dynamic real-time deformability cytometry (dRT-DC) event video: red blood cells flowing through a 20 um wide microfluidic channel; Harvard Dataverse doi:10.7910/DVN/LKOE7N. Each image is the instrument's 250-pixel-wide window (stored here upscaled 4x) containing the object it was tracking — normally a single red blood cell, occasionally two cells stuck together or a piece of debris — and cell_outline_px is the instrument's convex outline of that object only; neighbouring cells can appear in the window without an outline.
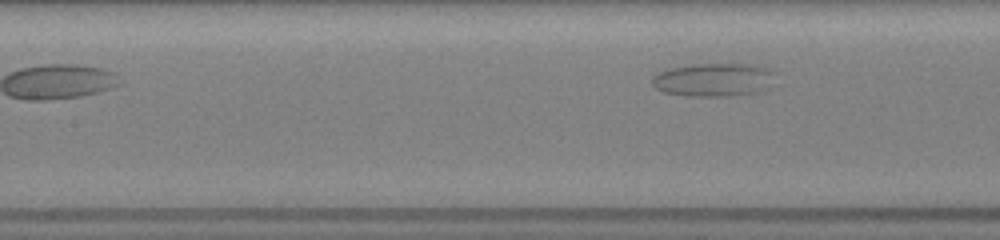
{"species": "common noctule bat (a hibernating species)", "species_latin": "Nyctalus noctula", "temperature_condition": "room temperature", "stored_images_in_passage": 11, "segment_of_instrument_passage": [2, 2], "camera_frame_rate_fps": 3000, "um_per_image_px": 0.085, "animal": {"sex": "female", "body_mass_g": 19.5, "forearm_length_mm": 54.1}, "frame": {"image": 1, "passage_image": 11, "time_ms": 4.333, "image_size_px": [1000, 240], "cell_outline_px": [[776, 72], [772, 88], [756, 92], [736, 96], [684, 96], [664, 92], [656, 88], [652, 84], [652, 76], [660, 72], [672, 68], [692, 64], [752, 64], [768, 68]], "centroid_in_image_um": [60.74, 6.79], "position_along_channel_um": 146.7, "area_um2": 24.33}}